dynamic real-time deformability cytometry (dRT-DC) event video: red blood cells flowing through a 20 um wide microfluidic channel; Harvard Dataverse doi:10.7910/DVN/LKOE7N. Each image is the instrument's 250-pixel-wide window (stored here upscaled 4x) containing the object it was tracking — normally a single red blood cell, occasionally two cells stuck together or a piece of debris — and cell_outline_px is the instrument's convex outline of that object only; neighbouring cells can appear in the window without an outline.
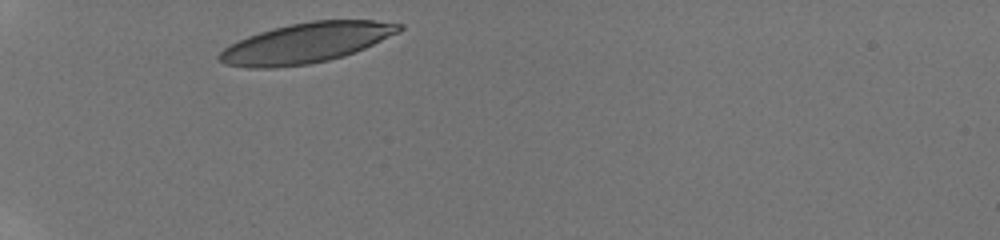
{"species": "human", "species_latin": "Homo sapiens", "temperature_condition": "room temperature", "stored_images_in_passage": 10, "camera_frame_rate_fps": 3000, "um_per_image_px": 0.085, "donor": {"sex": "male"}, "frame": {"image": 1, "passage_image": 1, "time_ms": 0.0, "image_size_px": [1000, 240], "cell_outline_px": [[404, 28], [400, 32], [356, 52], [344, 56], [328, 60], [308, 64], [276, 68], [248, 68], [224, 64], [216, 56], [224, 48], [248, 36], [272, 28], [312, 20], [372, 20], [404, 24]], "centroid_in_image_um": [26.05, 3.65], "position_along_channel_um": 59.0, "area_um2": 41.96}}
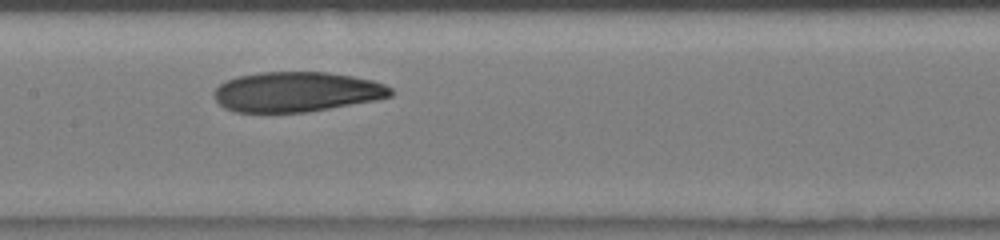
{"frame": {"image": 2, "passage_image": 5, "time_ms": 3.667, "image_size_px": [1000, 240], "cell_outline_px": [[392, 96], [376, 100], [308, 112], [232, 112], [224, 108], [216, 100], [216, 88], [220, 84], [228, 80], [240, 76], [260, 72], [328, 72], [352, 76], [372, 80], [384, 84], [392, 88]], "centroid_in_image_um": [25.24, 7.81], "position_along_channel_um": 182.2, "area_um2": 41.04}}
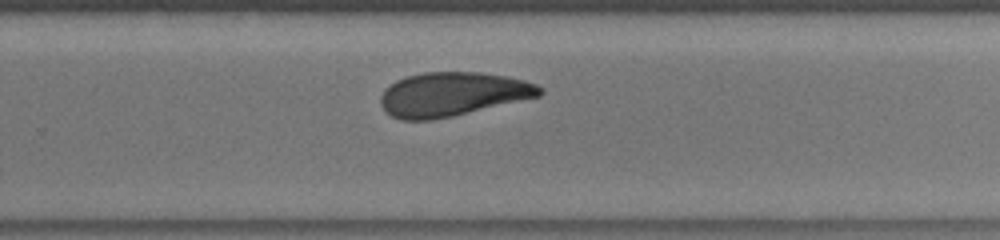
{"frame": {"image": 3, "passage_image": 10, "time_ms": 6.333, "image_size_px": [1000, 240], "cell_outline_px": [[544, 92], [540, 96], [452, 116], [432, 120], [400, 120], [384, 112], [380, 104], [380, 96], [384, 88], [396, 80], [408, 76], [424, 72], [480, 72], [508, 76], [524, 80], [536, 84], [544, 88]], "centroid_in_image_um": [38.44, 8.0], "position_along_channel_um": 291.4, "area_um2": 40.98}}